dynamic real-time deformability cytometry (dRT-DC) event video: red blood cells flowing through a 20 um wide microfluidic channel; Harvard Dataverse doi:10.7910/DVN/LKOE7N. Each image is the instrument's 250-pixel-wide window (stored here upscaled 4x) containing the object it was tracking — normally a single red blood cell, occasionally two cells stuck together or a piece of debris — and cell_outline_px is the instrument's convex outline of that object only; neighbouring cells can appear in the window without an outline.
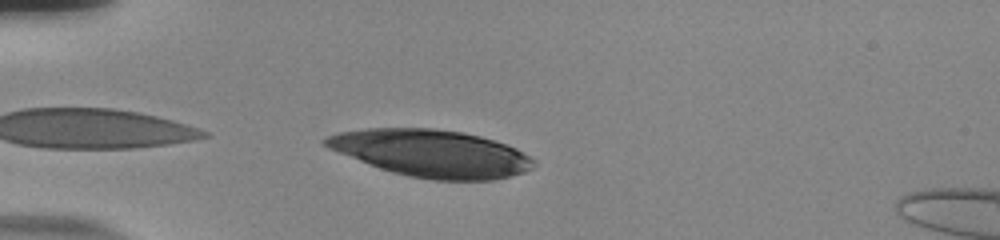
{"species": "human", "species_latin": "Homo sapiens", "temperature_condition": "room temperature", "stored_images_in_passage": 37, "camera_frame_rate_fps": 3000, "um_per_image_px": 0.085, "donor": {"sex": "male"}, "frame": {"image": 1, "passage_image": 1, "time_ms": 0.0, "image_size_px": [1000, 240], "cell_outline_px": [[536, 164], [532, 168], [524, 172], [492, 180], [432, 180], [408, 176], [392, 172], [380, 168], [328, 148], [320, 140], [324, 136], [336, 132], [368, 128], [432, 128], [464, 132], [480, 136], [508, 144], [516, 148], [536, 160]], "centroid_in_image_um": [36.67, 13.02], "position_along_channel_um": 48.3, "area_um2": 57.34}}
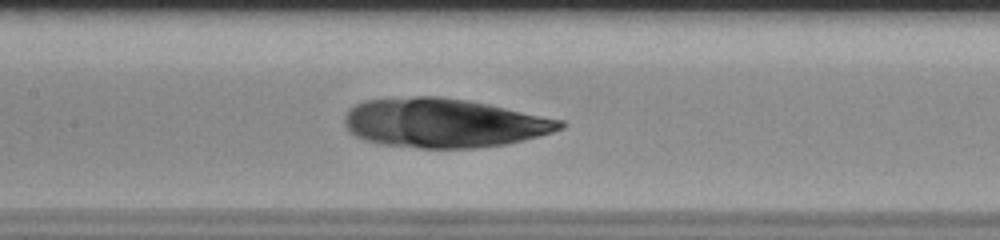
{"frame": {"image": 2, "passage_image": 13, "time_ms": 4.0, "image_size_px": [1000, 240], "cell_outline_px": [[568, 124], [564, 128], [540, 136], [508, 144], [476, 148], [420, 148], [380, 144], [364, 140], [348, 132], [344, 124], [344, 116], [356, 104], [368, 100], [416, 96], [440, 96], [468, 100], [488, 104], [564, 120]], "centroid_in_image_um": [37.75, 10.46], "position_along_channel_um": 169.6, "area_um2": 61.96}}
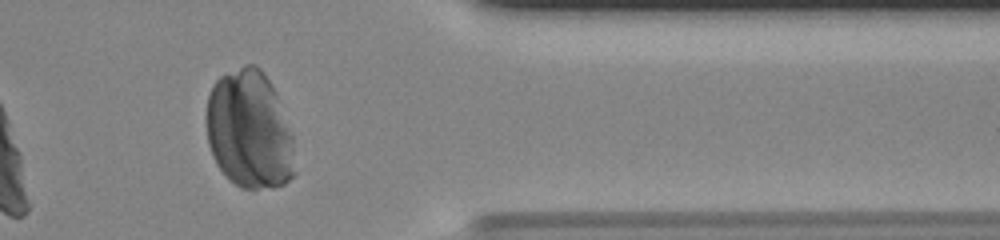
{"frame": {"image": 3, "passage_image": 32, "time_ms": 10.333, "image_size_px": [1000, 240], "cell_outline_px": [[296, 172], [284, 184], [272, 188], [240, 188], [216, 164], [212, 156], [208, 144], [204, 116], [208, 96], [212, 84], [220, 76], [244, 64], [256, 64], [264, 72], [276, 92], [292, 132]], "centroid_in_image_um": [21.19, 11.02], "position_along_channel_um": 390.2, "area_um2": 61.9}}